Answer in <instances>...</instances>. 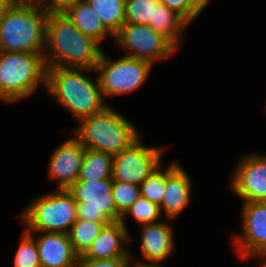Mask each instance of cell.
<instances>
[{
  "instance_id": "obj_8",
  "label": "cell",
  "mask_w": 266,
  "mask_h": 267,
  "mask_svg": "<svg viewBox=\"0 0 266 267\" xmlns=\"http://www.w3.org/2000/svg\"><path fill=\"white\" fill-rule=\"evenodd\" d=\"M240 230L229 235L239 261L257 260L255 267L266 258V202H246L240 205Z\"/></svg>"
},
{
  "instance_id": "obj_29",
  "label": "cell",
  "mask_w": 266,
  "mask_h": 267,
  "mask_svg": "<svg viewBox=\"0 0 266 267\" xmlns=\"http://www.w3.org/2000/svg\"><path fill=\"white\" fill-rule=\"evenodd\" d=\"M169 9L181 15L190 25L200 17L190 6L188 0H159Z\"/></svg>"
},
{
  "instance_id": "obj_33",
  "label": "cell",
  "mask_w": 266,
  "mask_h": 267,
  "mask_svg": "<svg viewBox=\"0 0 266 267\" xmlns=\"http://www.w3.org/2000/svg\"><path fill=\"white\" fill-rule=\"evenodd\" d=\"M9 0H0V13L10 6Z\"/></svg>"
},
{
  "instance_id": "obj_7",
  "label": "cell",
  "mask_w": 266,
  "mask_h": 267,
  "mask_svg": "<svg viewBox=\"0 0 266 267\" xmlns=\"http://www.w3.org/2000/svg\"><path fill=\"white\" fill-rule=\"evenodd\" d=\"M153 67L154 65L146 60L125 55L113 59L103 50L94 70L107 102V98L138 91L145 85Z\"/></svg>"
},
{
  "instance_id": "obj_13",
  "label": "cell",
  "mask_w": 266,
  "mask_h": 267,
  "mask_svg": "<svg viewBox=\"0 0 266 267\" xmlns=\"http://www.w3.org/2000/svg\"><path fill=\"white\" fill-rule=\"evenodd\" d=\"M171 221L173 223L174 220L167 218V220L161 219L156 223L139 226V251L143 260H136L133 251H130V257L136 267H165L162 264L176 251L175 230Z\"/></svg>"
},
{
  "instance_id": "obj_9",
  "label": "cell",
  "mask_w": 266,
  "mask_h": 267,
  "mask_svg": "<svg viewBox=\"0 0 266 267\" xmlns=\"http://www.w3.org/2000/svg\"><path fill=\"white\" fill-rule=\"evenodd\" d=\"M114 44L125 56L146 60L154 66L178 51L163 35L143 24L125 23L114 36Z\"/></svg>"
},
{
  "instance_id": "obj_26",
  "label": "cell",
  "mask_w": 266,
  "mask_h": 267,
  "mask_svg": "<svg viewBox=\"0 0 266 267\" xmlns=\"http://www.w3.org/2000/svg\"><path fill=\"white\" fill-rule=\"evenodd\" d=\"M162 164L140 184L141 196L161 206L166 187V166Z\"/></svg>"
},
{
  "instance_id": "obj_30",
  "label": "cell",
  "mask_w": 266,
  "mask_h": 267,
  "mask_svg": "<svg viewBox=\"0 0 266 267\" xmlns=\"http://www.w3.org/2000/svg\"><path fill=\"white\" fill-rule=\"evenodd\" d=\"M80 0H45L43 9L48 14L65 13Z\"/></svg>"
},
{
  "instance_id": "obj_6",
  "label": "cell",
  "mask_w": 266,
  "mask_h": 267,
  "mask_svg": "<svg viewBox=\"0 0 266 267\" xmlns=\"http://www.w3.org/2000/svg\"><path fill=\"white\" fill-rule=\"evenodd\" d=\"M27 232L68 234L77 220V202L65 189H52L28 202L16 216Z\"/></svg>"
},
{
  "instance_id": "obj_1",
  "label": "cell",
  "mask_w": 266,
  "mask_h": 267,
  "mask_svg": "<svg viewBox=\"0 0 266 267\" xmlns=\"http://www.w3.org/2000/svg\"><path fill=\"white\" fill-rule=\"evenodd\" d=\"M104 46L84 35L65 13L48 14L46 21L47 68L95 69Z\"/></svg>"
},
{
  "instance_id": "obj_23",
  "label": "cell",
  "mask_w": 266,
  "mask_h": 267,
  "mask_svg": "<svg viewBox=\"0 0 266 267\" xmlns=\"http://www.w3.org/2000/svg\"><path fill=\"white\" fill-rule=\"evenodd\" d=\"M129 217L136 221L138 226L156 223L162 219L160 206L151 203L146 198L140 196L131 207L121 216L120 222L128 229L126 219Z\"/></svg>"
},
{
  "instance_id": "obj_32",
  "label": "cell",
  "mask_w": 266,
  "mask_h": 267,
  "mask_svg": "<svg viewBox=\"0 0 266 267\" xmlns=\"http://www.w3.org/2000/svg\"><path fill=\"white\" fill-rule=\"evenodd\" d=\"M9 2L13 6H34L43 8L45 0H9Z\"/></svg>"
},
{
  "instance_id": "obj_34",
  "label": "cell",
  "mask_w": 266,
  "mask_h": 267,
  "mask_svg": "<svg viewBox=\"0 0 266 267\" xmlns=\"http://www.w3.org/2000/svg\"><path fill=\"white\" fill-rule=\"evenodd\" d=\"M256 267H266V258L260 264H258Z\"/></svg>"
},
{
  "instance_id": "obj_10",
  "label": "cell",
  "mask_w": 266,
  "mask_h": 267,
  "mask_svg": "<svg viewBox=\"0 0 266 267\" xmlns=\"http://www.w3.org/2000/svg\"><path fill=\"white\" fill-rule=\"evenodd\" d=\"M166 148L163 144L146 146L140 136L128 148L113 156L112 181L140 186L163 164Z\"/></svg>"
},
{
  "instance_id": "obj_31",
  "label": "cell",
  "mask_w": 266,
  "mask_h": 267,
  "mask_svg": "<svg viewBox=\"0 0 266 267\" xmlns=\"http://www.w3.org/2000/svg\"><path fill=\"white\" fill-rule=\"evenodd\" d=\"M213 0H188L189 6L200 16Z\"/></svg>"
},
{
  "instance_id": "obj_20",
  "label": "cell",
  "mask_w": 266,
  "mask_h": 267,
  "mask_svg": "<svg viewBox=\"0 0 266 267\" xmlns=\"http://www.w3.org/2000/svg\"><path fill=\"white\" fill-rule=\"evenodd\" d=\"M113 156L92 149L84 150L79 181L112 179Z\"/></svg>"
},
{
  "instance_id": "obj_28",
  "label": "cell",
  "mask_w": 266,
  "mask_h": 267,
  "mask_svg": "<svg viewBox=\"0 0 266 267\" xmlns=\"http://www.w3.org/2000/svg\"><path fill=\"white\" fill-rule=\"evenodd\" d=\"M79 267H136L132 258L80 259Z\"/></svg>"
},
{
  "instance_id": "obj_21",
  "label": "cell",
  "mask_w": 266,
  "mask_h": 267,
  "mask_svg": "<svg viewBox=\"0 0 266 267\" xmlns=\"http://www.w3.org/2000/svg\"><path fill=\"white\" fill-rule=\"evenodd\" d=\"M104 27L115 36L125 24L126 0H86Z\"/></svg>"
},
{
  "instance_id": "obj_14",
  "label": "cell",
  "mask_w": 266,
  "mask_h": 267,
  "mask_svg": "<svg viewBox=\"0 0 266 267\" xmlns=\"http://www.w3.org/2000/svg\"><path fill=\"white\" fill-rule=\"evenodd\" d=\"M70 136L55 147L48 160L47 175L56 182L55 189L67 190L77 182L82 167L85 147L71 132Z\"/></svg>"
},
{
  "instance_id": "obj_17",
  "label": "cell",
  "mask_w": 266,
  "mask_h": 267,
  "mask_svg": "<svg viewBox=\"0 0 266 267\" xmlns=\"http://www.w3.org/2000/svg\"><path fill=\"white\" fill-rule=\"evenodd\" d=\"M129 230L120 221L110 222L103 227L80 259L131 258L128 245L133 240Z\"/></svg>"
},
{
  "instance_id": "obj_15",
  "label": "cell",
  "mask_w": 266,
  "mask_h": 267,
  "mask_svg": "<svg viewBox=\"0 0 266 267\" xmlns=\"http://www.w3.org/2000/svg\"><path fill=\"white\" fill-rule=\"evenodd\" d=\"M177 160L166 165V187L160 210L165 219H177L192 201V181Z\"/></svg>"
},
{
  "instance_id": "obj_12",
  "label": "cell",
  "mask_w": 266,
  "mask_h": 267,
  "mask_svg": "<svg viewBox=\"0 0 266 267\" xmlns=\"http://www.w3.org/2000/svg\"><path fill=\"white\" fill-rule=\"evenodd\" d=\"M230 173L228 187L246 202H266V152L243 154Z\"/></svg>"
},
{
  "instance_id": "obj_19",
  "label": "cell",
  "mask_w": 266,
  "mask_h": 267,
  "mask_svg": "<svg viewBox=\"0 0 266 267\" xmlns=\"http://www.w3.org/2000/svg\"><path fill=\"white\" fill-rule=\"evenodd\" d=\"M190 26L181 15L159 1L155 7L154 30L168 39L178 50L182 47L185 36L183 34Z\"/></svg>"
},
{
  "instance_id": "obj_3",
  "label": "cell",
  "mask_w": 266,
  "mask_h": 267,
  "mask_svg": "<svg viewBox=\"0 0 266 267\" xmlns=\"http://www.w3.org/2000/svg\"><path fill=\"white\" fill-rule=\"evenodd\" d=\"M135 125L118 109L108 105L101 112L80 119L70 132L86 149L114 156L142 135Z\"/></svg>"
},
{
  "instance_id": "obj_25",
  "label": "cell",
  "mask_w": 266,
  "mask_h": 267,
  "mask_svg": "<svg viewBox=\"0 0 266 267\" xmlns=\"http://www.w3.org/2000/svg\"><path fill=\"white\" fill-rule=\"evenodd\" d=\"M13 267H41L36 241L24 228L14 253Z\"/></svg>"
},
{
  "instance_id": "obj_11",
  "label": "cell",
  "mask_w": 266,
  "mask_h": 267,
  "mask_svg": "<svg viewBox=\"0 0 266 267\" xmlns=\"http://www.w3.org/2000/svg\"><path fill=\"white\" fill-rule=\"evenodd\" d=\"M67 191L77 202V219L92 222H117V211L112 195V179L77 181Z\"/></svg>"
},
{
  "instance_id": "obj_5",
  "label": "cell",
  "mask_w": 266,
  "mask_h": 267,
  "mask_svg": "<svg viewBox=\"0 0 266 267\" xmlns=\"http://www.w3.org/2000/svg\"><path fill=\"white\" fill-rule=\"evenodd\" d=\"M47 17L41 7L10 5L0 13V51L44 53Z\"/></svg>"
},
{
  "instance_id": "obj_16",
  "label": "cell",
  "mask_w": 266,
  "mask_h": 267,
  "mask_svg": "<svg viewBox=\"0 0 266 267\" xmlns=\"http://www.w3.org/2000/svg\"><path fill=\"white\" fill-rule=\"evenodd\" d=\"M28 233L36 241L41 267H79L80 256L74 251L68 234Z\"/></svg>"
},
{
  "instance_id": "obj_18",
  "label": "cell",
  "mask_w": 266,
  "mask_h": 267,
  "mask_svg": "<svg viewBox=\"0 0 266 267\" xmlns=\"http://www.w3.org/2000/svg\"><path fill=\"white\" fill-rule=\"evenodd\" d=\"M65 14L84 35L94 39L101 46L107 37H110V41L114 43V36L104 27L97 13L86 0H80Z\"/></svg>"
},
{
  "instance_id": "obj_4",
  "label": "cell",
  "mask_w": 266,
  "mask_h": 267,
  "mask_svg": "<svg viewBox=\"0 0 266 267\" xmlns=\"http://www.w3.org/2000/svg\"><path fill=\"white\" fill-rule=\"evenodd\" d=\"M44 53L0 51V101L16 104L46 89Z\"/></svg>"
},
{
  "instance_id": "obj_2",
  "label": "cell",
  "mask_w": 266,
  "mask_h": 267,
  "mask_svg": "<svg viewBox=\"0 0 266 267\" xmlns=\"http://www.w3.org/2000/svg\"><path fill=\"white\" fill-rule=\"evenodd\" d=\"M95 74L94 69L87 68H47L45 90L78 122L111 105L103 97L97 76L92 79Z\"/></svg>"
},
{
  "instance_id": "obj_27",
  "label": "cell",
  "mask_w": 266,
  "mask_h": 267,
  "mask_svg": "<svg viewBox=\"0 0 266 267\" xmlns=\"http://www.w3.org/2000/svg\"><path fill=\"white\" fill-rule=\"evenodd\" d=\"M112 195L117 211L123 215L141 196L140 186L112 181Z\"/></svg>"
},
{
  "instance_id": "obj_24",
  "label": "cell",
  "mask_w": 266,
  "mask_h": 267,
  "mask_svg": "<svg viewBox=\"0 0 266 267\" xmlns=\"http://www.w3.org/2000/svg\"><path fill=\"white\" fill-rule=\"evenodd\" d=\"M159 0H126L125 23L149 25L154 29L155 7Z\"/></svg>"
},
{
  "instance_id": "obj_22",
  "label": "cell",
  "mask_w": 266,
  "mask_h": 267,
  "mask_svg": "<svg viewBox=\"0 0 266 267\" xmlns=\"http://www.w3.org/2000/svg\"><path fill=\"white\" fill-rule=\"evenodd\" d=\"M110 222H92L77 219L68 232L74 251L81 257Z\"/></svg>"
}]
</instances>
